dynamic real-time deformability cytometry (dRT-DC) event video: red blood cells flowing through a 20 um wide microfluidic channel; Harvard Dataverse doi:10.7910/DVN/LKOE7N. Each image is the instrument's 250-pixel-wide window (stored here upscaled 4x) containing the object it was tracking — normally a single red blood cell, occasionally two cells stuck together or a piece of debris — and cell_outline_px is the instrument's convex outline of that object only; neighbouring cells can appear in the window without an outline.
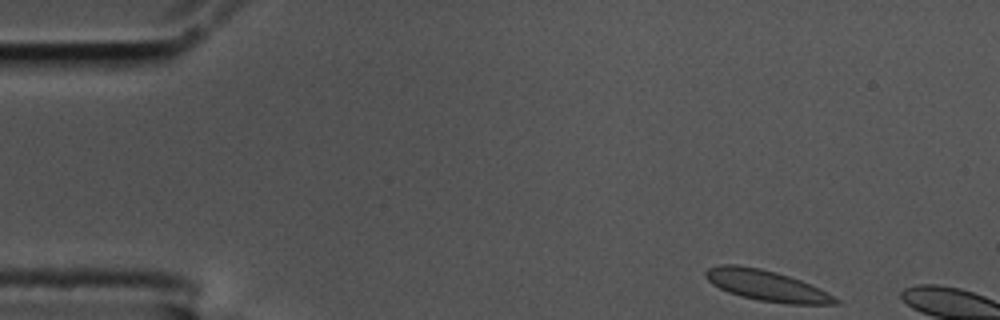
{"species": "common noctule bat (a hibernating species)", "species_latin": "Nyctalus noctula", "temperature_condition": "cold", "stored_images_in_passage": 5, "camera_frame_rate_fps": 3000, "um_per_image_px": 0.085, "animal": {"sex": "male", "body_mass_g": 17.5, "forearm_length_mm": 52.3}, "frame": {"image": 1, "passage_image": 1, "time_ms": 0.0, "image_size_px": [1000, 320], "cell_outline_px": [[844, 304], [788, 304], [760, 300], [740, 296], [728, 292], [712, 284], [704, 276], [704, 272], [708, 268], [720, 264], [736, 264], [760, 268], [776, 272], [800, 280], [820, 288], [828, 292], [840, 300]], "centroid_in_image_um": [65.17, 24.27], "position_along_channel_um": 19.8, "area_um2": 23.35}}